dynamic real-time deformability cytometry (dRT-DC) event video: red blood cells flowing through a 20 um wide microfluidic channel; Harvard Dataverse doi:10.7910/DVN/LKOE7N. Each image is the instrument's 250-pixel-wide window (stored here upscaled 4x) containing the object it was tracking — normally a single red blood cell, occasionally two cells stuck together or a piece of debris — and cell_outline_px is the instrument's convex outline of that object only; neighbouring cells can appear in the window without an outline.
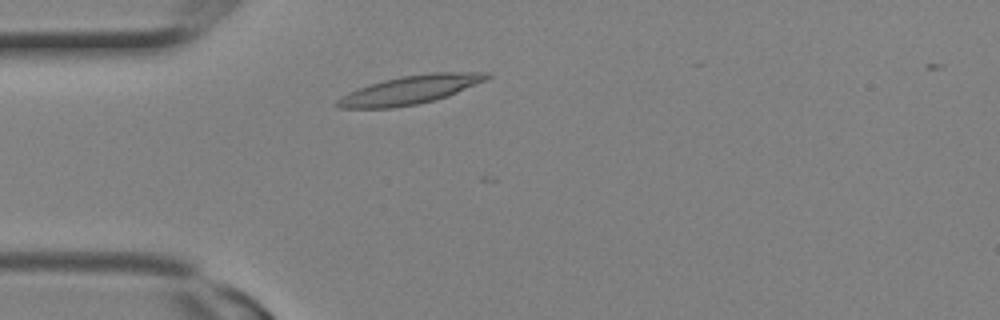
{"species": "Egyptian fruit bat (a non-hibernating species)", "species_latin": "Rousettus aegyptiacus", "temperature_condition": "room temperature", "stored_images_in_passage": 1, "camera_frame_rate_fps": 3000, "um_per_image_px": 0.085, "animal": {"sex": "female"}, "frame": {"image": 1, "passage_image": 1, "time_ms": 0.0, "image_size_px": [1000, 320], "cell_outline_px": [[492, 76], [484, 80], [448, 96], [436, 100], [416, 104], [392, 108], [336, 108], [332, 104], [336, 100], [360, 88], [384, 80], [400, 76], [432, 72], [492, 72]], "centroid_in_image_um": [34.88, 7.64], "position_along_channel_um": 50.1, "area_um2": 24.62}}